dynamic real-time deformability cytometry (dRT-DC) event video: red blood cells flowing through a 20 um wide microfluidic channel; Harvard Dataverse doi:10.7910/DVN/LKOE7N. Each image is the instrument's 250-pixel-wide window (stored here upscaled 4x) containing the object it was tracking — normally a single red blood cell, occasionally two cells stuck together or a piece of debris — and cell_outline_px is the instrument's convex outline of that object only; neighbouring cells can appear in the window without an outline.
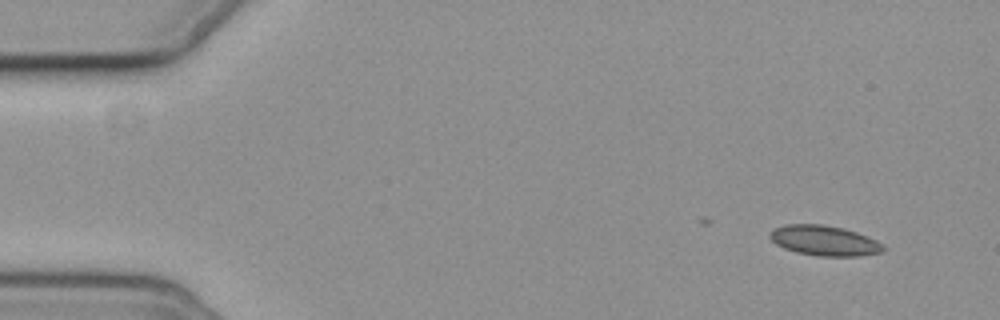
{"species": "common noctule bat (a hibernating species)", "species_latin": "Nyctalus noctula", "temperature_condition": "cold", "stored_images_in_passage": 5, "camera_frame_rate_fps": 3000, "um_per_image_px": 0.085, "animal": {"sex": "female", "body_mass_g": 19.3, "forearm_length_mm": 54.1}, "frame": {"image": 1, "passage_image": 2, "time_ms": 2.0, "image_size_px": [1000, 320], "cell_outline_px": [[884, 248], [880, 252], [860, 256], [816, 256], [796, 252], [784, 248], [776, 244], [768, 236], [768, 232], [776, 228], [788, 224], [820, 224], [844, 228], [856, 232], [876, 240], [884, 244]], "centroid_in_image_um": [70.05, 20.45], "position_along_channel_um": 15.0, "area_um2": 19.88}}
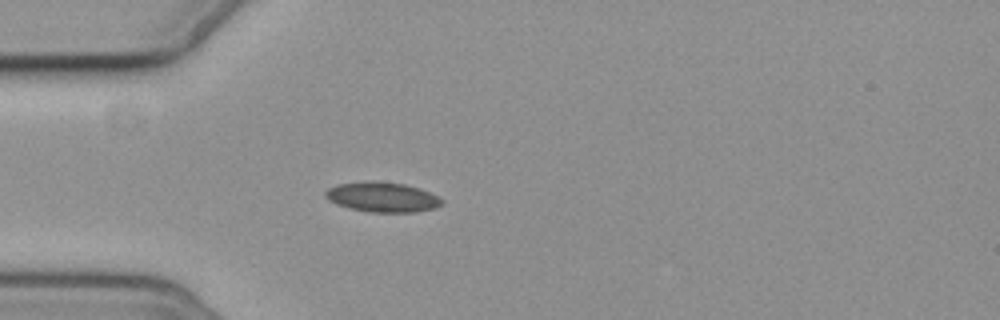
{"frame": {"image": 2, "passage_image": 5, "time_ms": 6.0, "image_size_px": [1000, 320], "cell_outline_px": [[444, 200], [436, 208], [416, 212], [368, 212], [348, 208], [336, 204], [328, 200], [324, 196], [324, 192], [328, 188], [336, 184], [368, 180], [404, 184], [420, 188]], "centroid_in_image_um": [32.44, 16.75], "position_along_channel_um": 52.6, "area_um2": 20.46}}